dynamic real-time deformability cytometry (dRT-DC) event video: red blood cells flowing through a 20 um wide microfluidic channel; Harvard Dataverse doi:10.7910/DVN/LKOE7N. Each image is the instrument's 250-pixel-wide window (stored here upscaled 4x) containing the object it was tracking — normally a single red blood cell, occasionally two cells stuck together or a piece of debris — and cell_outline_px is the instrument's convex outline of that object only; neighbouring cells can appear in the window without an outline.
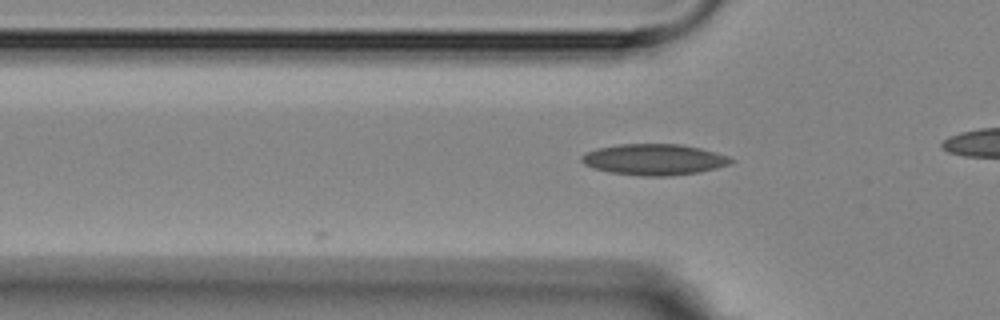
{"species": "Egyptian fruit bat (a non-hibernating species)", "species_latin": "Rousettus aegyptiacus", "temperature_condition": "room temperature", "stored_images_in_passage": 13, "camera_frame_rate_fps": 3000, "um_per_image_px": 0.085, "animal": {"sex": "female"}, "frame": {"image": 1, "passage_image": 2, "time_ms": 1.333, "image_size_px": [1000, 320], "cell_outline_px": [[736, 160], [728, 164], [716, 168], [700, 172], [672, 176], [640, 176], [612, 172], [596, 168], [584, 164], [580, 160], [580, 156], [584, 152], [596, 148], [620, 144], [680, 144], [700, 148], [716, 152], [728, 156]], "centroid_in_image_um": [55.6, 13.55], "position_along_channel_um": 70.2, "area_um2": 27.11}}
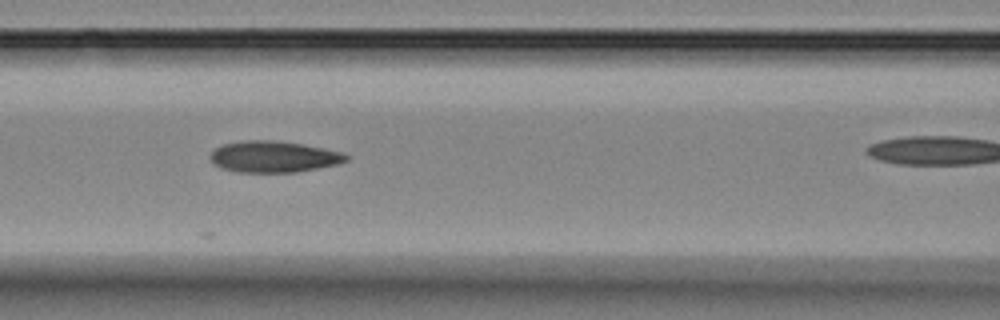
{"frame": {"image": 2, "passage_image": 4, "time_ms": 3.333, "image_size_px": [1000, 320], "cell_outline_px": [[352, 156], [348, 160], [340, 164], [296, 172], [236, 172], [220, 168], [212, 164], [208, 156], [220, 144], [244, 140], [276, 140], [300, 144], [344, 152]], "centroid_in_image_um": [23.25, 13.32], "position_along_channel_um": 143.3, "area_um2": 25.2}}